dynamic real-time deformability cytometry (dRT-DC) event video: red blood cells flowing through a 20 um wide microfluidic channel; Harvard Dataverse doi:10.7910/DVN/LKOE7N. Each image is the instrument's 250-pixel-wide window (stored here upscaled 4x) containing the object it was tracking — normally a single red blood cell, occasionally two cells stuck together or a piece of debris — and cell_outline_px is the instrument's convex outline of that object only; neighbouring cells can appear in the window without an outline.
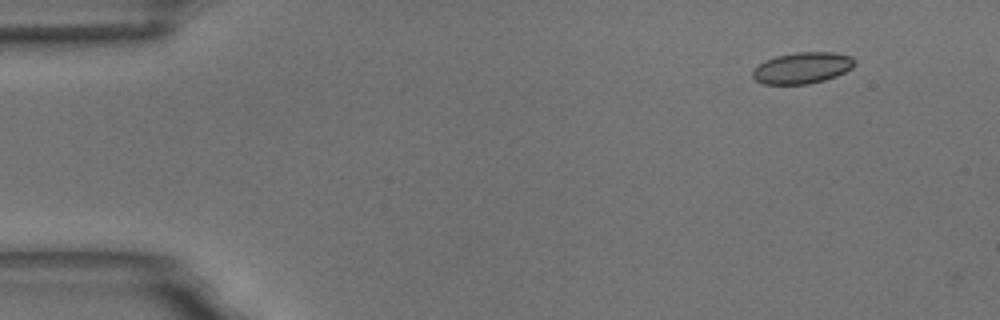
{"species": "common noctule bat (a hibernating species)", "species_latin": "Nyctalus noctula", "temperature_condition": "room temperature", "stored_images_in_passage": 15, "camera_frame_rate_fps": 3000, "um_per_image_px": 0.085, "animal": {"sex": "male", "body_mass_g": 18.8}, "frame": {"image": 1, "passage_image": 1, "time_ms": 0.0, "image_size_px": [1000, 320], "cell_outline_px": [[856, 64], [852, 68], [836, 76], [824, 80], [808, 84], [764, 84], [756, 80], [752, 76], [752, 72], [764, 60], [776, 56], [796, 52], [832, 52], [852, 56], [856, 60]], "centroid_in_image_um": [68.22, 5.76], "position_along_channel_um": 16.8, "area_um2": 18.61}}